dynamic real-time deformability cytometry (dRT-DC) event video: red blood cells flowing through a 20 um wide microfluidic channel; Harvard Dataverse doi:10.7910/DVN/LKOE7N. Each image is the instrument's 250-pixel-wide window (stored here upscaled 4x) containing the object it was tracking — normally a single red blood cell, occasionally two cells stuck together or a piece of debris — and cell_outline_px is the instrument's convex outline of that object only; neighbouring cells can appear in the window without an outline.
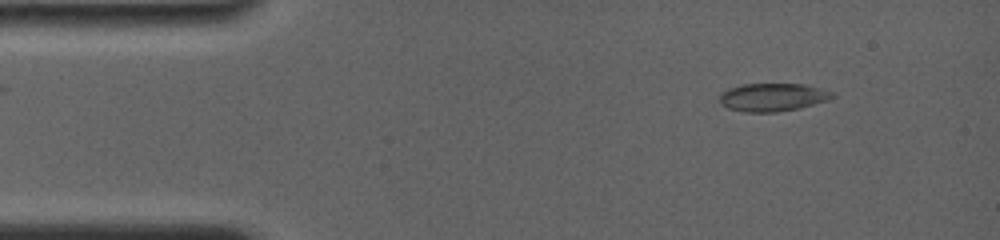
{"species": "common noctule bat (a hibernating species)", "species_latin": "Nyctalus noctula", "temperature_condition": "room temperature", "stored_images_in_passage": 12, "camera_frame_rate_fps": 4000, "um_per_image_px": 0.085, "animal": {"sex": "female", "body_mass_g": 19.0, "forearm_length_mm": 56.7}, "frame": {"image": 1, "passage_image": 3, "time_ms": 1.25, "image_size_px": [1000, 240], "cell_outline_px": [[836, 96], [828, 100], [800, 108], [776, 112], [744, 112], [728, 108], [720, 104], [720, 96], [728, 88], [744, 84], [804, 84], [836, 92]], "centroid_in_image_um": [65.72, 8.26], "position_along_channel_um": 19.3, "area_um2": 18.5}}
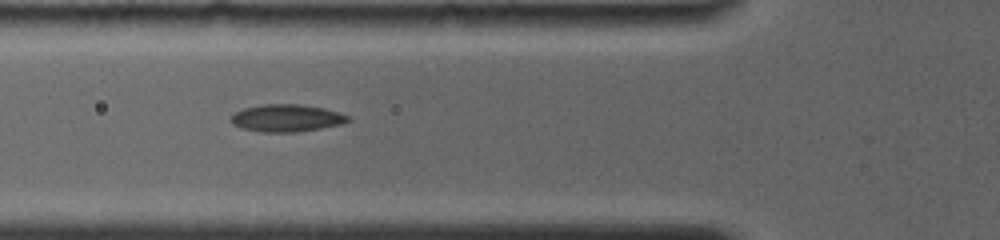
{"frame": {"image": 2, "passage_image": 9, "time_ms": 5.25, "image_size_px": [1000, 240], "cell_outline_px": [[352, 120], [340, 124], [320, 128], [296, 132], [260, 132], [240, 128], [232, 124], [228, 120], [228, 116], [244, 108], [260, 104], [300, 104], [324, 108], [340, 112], [352, 116]], "centroid_in_image_um": [24.33, 10.03], "position_along_channel_um": 101.5, "area_um2": 19.02}}
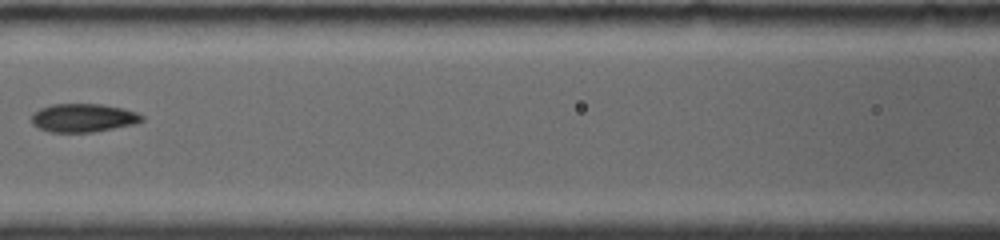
{"frame": {"image": 3, "passage_image": 11, "time_ms": 6.75, "image_size_px": [1000, 240], "cell_outline_px": [[144, 120], [136, 124], [92, 132], [52, 132], [36, 128], [32, 124], [32, 116], [40, 108], [52, 104], [100, 104], [124, 108], [136, 112], [144, 116]], "centroid_in_image_um": [7.1, 10.02], "position_along_channel_um": 159.5, "area_um2": 18.32}}